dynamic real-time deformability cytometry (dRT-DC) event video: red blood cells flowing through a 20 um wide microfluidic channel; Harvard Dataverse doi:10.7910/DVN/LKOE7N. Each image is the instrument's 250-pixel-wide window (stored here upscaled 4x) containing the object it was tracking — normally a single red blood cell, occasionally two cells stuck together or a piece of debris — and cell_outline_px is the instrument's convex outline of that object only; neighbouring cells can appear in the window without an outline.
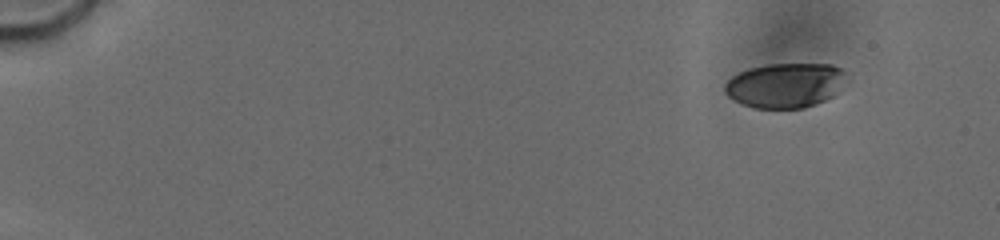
{"species": "human", "species_latin": "Homo sapiens", "temperature_condition": "cold", "stored_images_in_passage": 21, "camera_frame_rate_fps": 3000, "um_per_image_px": 0.085, "donor": {"sex": "male"}, "frame": {"image": 1, "passage_image": 1, "time_ms": 0.0, "image_size_px": [1000, 240], "cell_outline_px": [[844, 72], [836, 92], [832, 96], [816, 104], [804, 108], [756, 108], [744, 104], [728, 96], [724, 92], [724, 84], [732, 76], [740, 72], [752, 68], [768, 64], [832, 64], [840, 68]], "centroid_in_image_um": [66.69, 7.25], "position_along_channel_um": 18.3, "area_um2": 31.1}}
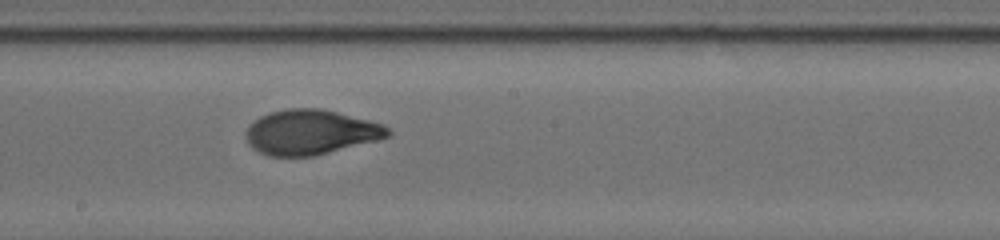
{"frame": {"image": 2, "passage_image": 14, "time_ms": 9.333, "image_size_px": [1000, 240], "cell_outline_px": [[392, 132], [388, 136], [376, 140], [312, 156], [268, 156], [252, 148], [248, 144], [244, 136], [244, 132], [248, 124], [260, 116], [268, 112], [288, 108], [320, 108], [384, 124]], "centroid_in_image_um": [26.33, 11.22], "position_along_channel_um": 221.9, "area_um2": 37.11}}
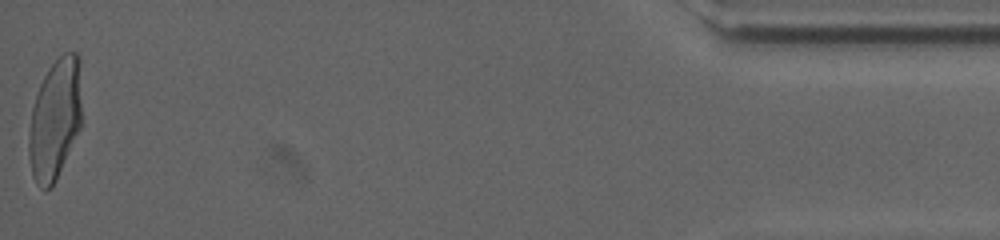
{"frame": {"image": 3, "passage_image": 21, "time_ms": 17.0, "image_size_px": [1000, 240], "cell_outline_px": [[80, 128], [56, 180], [44, 192], [36, 184], [32, 176], [28, 156], [28, 136], [32, 108], [40, 84], [48, 68], [64, 52], [76, 52], [80, 56]], "centroid_in_image_um": [4.66, 10.15], "position_along_channel_um": 430.5, "area_um2": 37.22}, "authors_computed_cell_mechanics": {"area_um2": 36.6452, "velocity_mm_per_s": 3.7773, "shape_relaxation_time_tau1_ms": 4.1774, "shape_relaxation_time_tau2_ms": 0.7531, "deformation_change_tau1": 0.1907, "deformation_change_tau2": 0.0504}}